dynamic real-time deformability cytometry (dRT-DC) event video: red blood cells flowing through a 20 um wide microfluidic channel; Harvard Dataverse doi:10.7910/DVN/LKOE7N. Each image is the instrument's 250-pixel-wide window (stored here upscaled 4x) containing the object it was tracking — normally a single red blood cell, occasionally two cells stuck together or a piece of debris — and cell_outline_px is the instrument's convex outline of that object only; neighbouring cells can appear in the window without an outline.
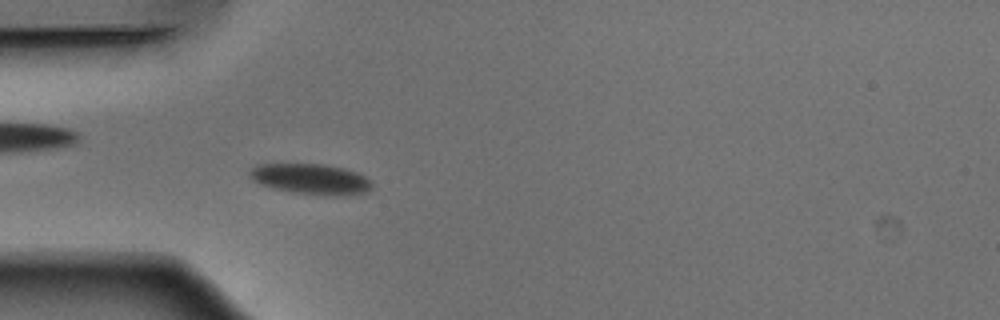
{"species": "Egyptian fruit bat (a non-hibernating species)", "species_latin": "Rousettus aegyptiacus", "temperature_condition": "warm", "stored_images_in_passage": 53, "camera_frame_rate_fps": 3000, "um_per_image_px": 0.085, "animal": {"sex": "male"}, "frame": {"image": 1, "passage_image": 16, "time_ms": 5.0, "image_size_px": [1000, 320], "cell_outline_px": [[372, 188], [368, 192], [336, 196], [324, 196], [292, 192], [272, 188], [260, 184], [252, 180], [248, 176], [248, 172], [256, 164], [324, 164], [344, 168], [356, 172], [364, 176], [372, 184]], "centroid_in_image_um": [26.39, 15.22], "position_along_channel_um": 58.6, "area_um2": 21.96}}
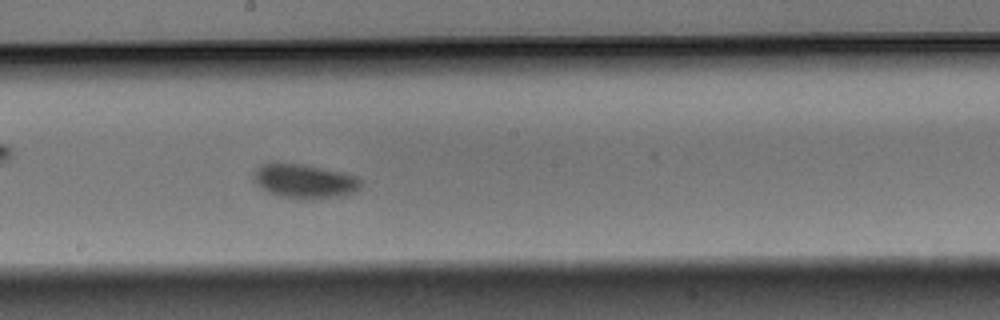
{"frame": {"image": 2, "passage_image": 29, "time_ms": 9.333, "image_size_px": [1000, 320], "cell_outline_px": [[364, 180], [360, 188], [344, 196], [312, 200], [304, 200], [280, 196], [268, 192], [256, 184], [252, 180], [252, 172], [260, 164], [300, 164], [344, 172], [356, 176]], "centroid_in_image_um": [25.9, 15.42], "position_along_channel_um": 222.3, "area_um2": 21.68}}
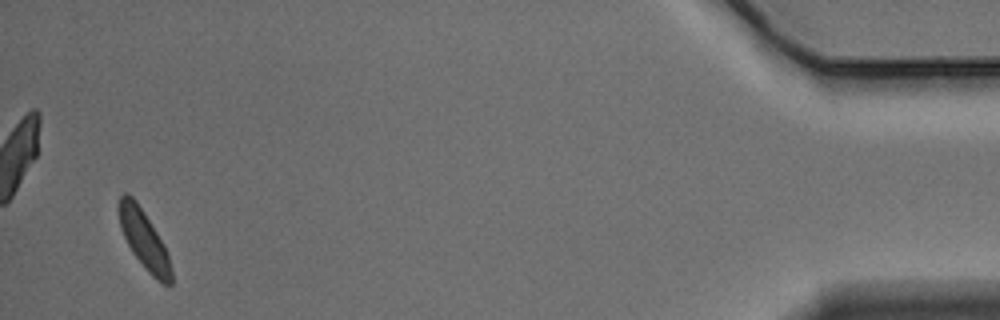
{"frame": {"image": 3, "passage_image": 51, "time_ms": 16.667, "image_size_px": [1000, 320], "cell_outline_px": [[172, 284], [164, 284], [156, 280], [148, 272], [132, 252], [120, 228], [120, 196], [124, 192], [128, 192], [136, 200], [164, 244], [168, 252], [172, 268]], "centroid_in_image_um": [12.28, 20.4], "position_along_channel_um": 422.9, "area_um2": 17.69}, "authors_computed_cell_mechanics": {"area_um2": 19.7676, "velocity_mm_per_s": 3.8463, "shape_relaxation_time_tau1_ms": 1.6051, "shape_relaxation_time_tau2_ms": null, "deformation_change_tau1": 0.0739, "deformation_change_tau2": null}}